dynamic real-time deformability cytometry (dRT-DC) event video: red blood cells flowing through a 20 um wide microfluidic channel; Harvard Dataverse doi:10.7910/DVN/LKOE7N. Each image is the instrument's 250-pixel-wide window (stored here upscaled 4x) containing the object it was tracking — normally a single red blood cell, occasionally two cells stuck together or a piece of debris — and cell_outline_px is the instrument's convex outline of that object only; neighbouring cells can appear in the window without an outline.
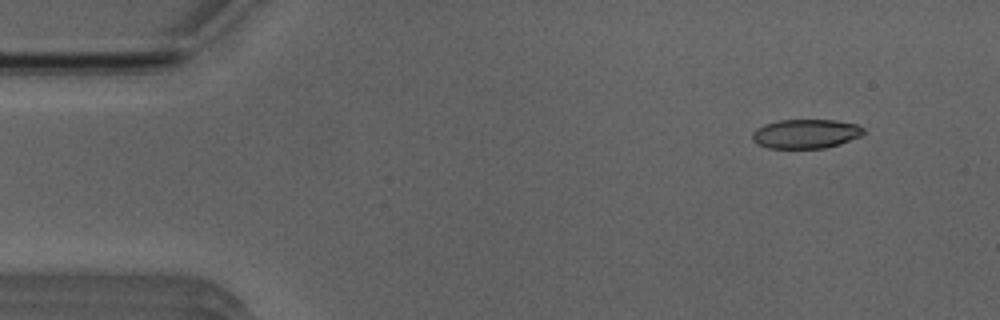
{"species": "Egyptian fruit bat (a non-hibernating species)", "species_latin": "Rousettus aegyptiacus", "temperature_condition": "room temperature", "stored_images_in_passage": 52, "camera_frame_rate_fps": 3000, "um_per_image_px": 0.085, "animal": {"sex": "male"}, "frame": {"image": 1, "passage_image": 5, "time_ms": 1.333, "image_size_px": [1000, 320], "cell_outline_px": [[868, 132], [860, 136], [840, 144], [824, 148], [768, 148], [756, 144], [752, 140], [752, 132], [756, 128], [764, 124], [776, 120], [836, 120], [856, 124], [864, 128]], "centroid_in_image_um": [68.48, 11.37], "position_along_channel_um": 16.5, "area_um2": 19.19}}
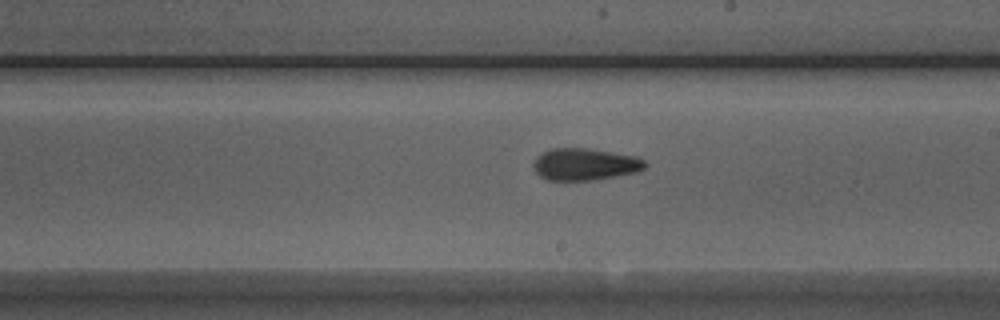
{"frame": {"image": 2, "passage_image": 29, "time_ms": 9.333, "image_size_px": [1000, 320], "cell_outline_px": [[648, 164], [644, 168], [636, 172], [596, 180], [548, 180], [540, 176], [536, 172], [532, 164], [536, 156], [552, 148], [588, 148], [636, 156], [644, 160]], "centroid_in_image_um": [49.71, 13.96], "position_along_channel_um": 239.3, "area_um2": 20.87}}
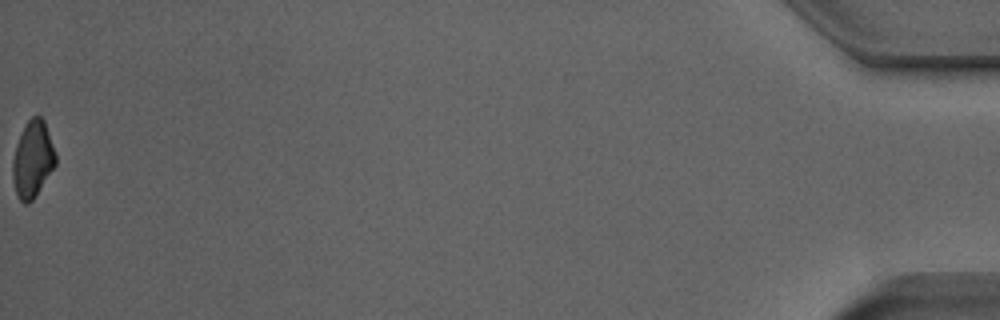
{"frame": {"image": 3, "passage_image": 52, "time_ms": 17.0, "image_size_px": [1000, 320], "cell_outline_px": [[56, 164], [32, 200], [28, 204], [24, 204], [16, 196], [12, 180], [12, 160], [16, 144], [24, 124], [32, 116], [40, 116], [44, 120], [56, 152]], "centroid_in_image_um": [2.76, 13.53], "position_along_channel_um": 432.4, "area_um2": 19.31}, "authors_computed_cell_mechanics": {"area_um2": 20.2589, "velocity_mm_per_s": 3.9497, "shape_relaxation_time_tau1_ms": null, "shape_relaxation_time_tau2_ms": 2.6239, "deformation_change_tau1": null, "deformation_change_tau2": 0.0892}}